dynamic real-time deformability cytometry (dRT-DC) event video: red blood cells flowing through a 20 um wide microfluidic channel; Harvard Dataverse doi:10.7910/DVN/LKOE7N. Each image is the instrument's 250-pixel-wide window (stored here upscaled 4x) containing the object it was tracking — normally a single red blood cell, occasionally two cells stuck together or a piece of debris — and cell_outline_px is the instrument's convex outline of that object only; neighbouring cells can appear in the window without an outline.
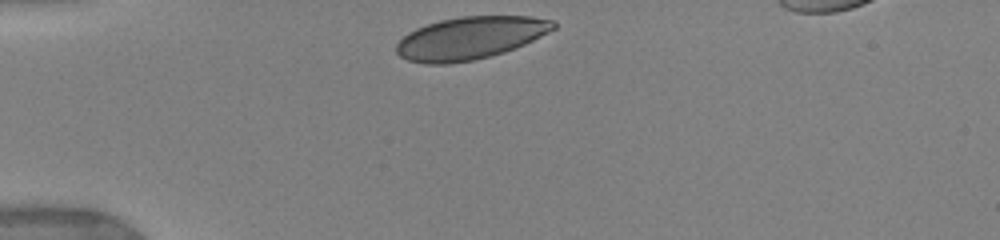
{"species": "human", "species_latin": "Homo sapiens", "temperature_condition": "warm", "stored_images_in_passage": 33, "camera_frame_rate_fps": 3000, "um_per_image_px": 0.085, "donor": {"sex": "female"}, "frame": {"image": 1, "passage_image": 1, "time_ms": 0.0, "image_size_px": [1000, 240], "cell_outline_px": [[556, 28], [516, 48], [504, 52], [472, 60], [448, 64], [424, 64], [408, 60], [400, 56], [396, 52], [396, 44], [408, 32], [416, 28], [440, 20], [460, 16], [528, 16], [556, 20]], "centroid_in_image_um": [39.96, 3.23], "position_along_channel_um": 45.0, "area_um2": 38.9}, "authors_computed_cell_mechanics": {"area_um2": 38.9572, "velocity_mm_per_s": 3.8725, "shape_relaxation_time_tau1_ms": 3.4426, "shape_relaxation_time_tau2_ms": null, "deformation_change_tau1": 0.1177, "deformation_change_tau2": null}}